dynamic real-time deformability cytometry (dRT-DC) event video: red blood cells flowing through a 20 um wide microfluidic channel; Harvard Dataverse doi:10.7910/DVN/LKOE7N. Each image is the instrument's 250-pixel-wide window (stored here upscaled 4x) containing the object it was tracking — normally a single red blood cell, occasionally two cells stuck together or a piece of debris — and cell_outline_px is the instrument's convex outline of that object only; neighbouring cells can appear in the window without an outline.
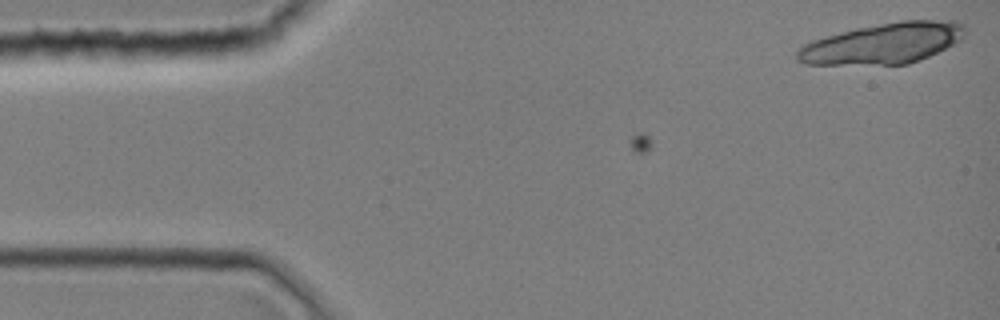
{"species": "common noctule bat (a hibernating species)", "species_latin": "Nyctalus noctula", "temperature_condition": "room temperature", "stored_images_in_passage": 11, "camera_frame_rate_fps": 3000, "um_per_image_px": 0.085, "animal": {"sex": "female", "body_mass_g": 19.0, "forearm_length_mm": 51.5}, "frame": {"image": 1, "passage_image": 1, "time_ms": 0.0, "image_size_px": [1000, 320], "cell_outline_px": [[964, 36], [960, 40], [920, 60], [908, 64], [804, 64], [796, 60], [796, 52], [804, 44], [812, 40], [856, 28], [900, 20], [956, 20], [964, 24]], "centroid_in_image_um": [75.06, 3.68], "position_along_channel_um": 9.9, "area_um2": 39.59}}